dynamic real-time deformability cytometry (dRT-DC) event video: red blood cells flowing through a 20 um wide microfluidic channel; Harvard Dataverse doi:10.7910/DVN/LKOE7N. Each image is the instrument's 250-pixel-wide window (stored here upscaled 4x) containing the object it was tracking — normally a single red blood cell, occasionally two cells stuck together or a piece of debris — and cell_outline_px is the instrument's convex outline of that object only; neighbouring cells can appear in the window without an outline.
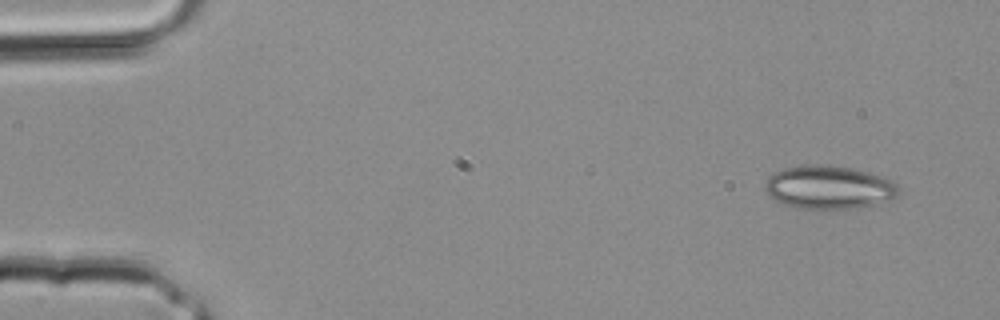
{"species": "common noctule bat (a hibernating species)", "species_latin": "Nyctalus noctula", "temperature_condition": "room temperature", "stored_images_in_passage": 4, "segment_of_instrument_passage": [1, 2], "camera_frame_rate_fps": 3000, "um_per_image_px": 0.085, "animal": {"sex": "male", "body_mass_g": 20.4}, "frame": {"image": 1, "passage_image": 1, "time_ms": 0.0, "image_size_px": [1000, 320], "cell_outline_px": [[900, 188], [896, 196], [872, 204], [852, 208], [792, 208], [776, 200], [764, 188], [764, 180], [768, 176], [784, 168], [808, 164], [820, 164], [852, 168], [868, 172], [892, 180]], "centroid_in_image_um": [70.41, 15.9], "position_along_channel_um": 14.6, "area_um2": 33.35}}